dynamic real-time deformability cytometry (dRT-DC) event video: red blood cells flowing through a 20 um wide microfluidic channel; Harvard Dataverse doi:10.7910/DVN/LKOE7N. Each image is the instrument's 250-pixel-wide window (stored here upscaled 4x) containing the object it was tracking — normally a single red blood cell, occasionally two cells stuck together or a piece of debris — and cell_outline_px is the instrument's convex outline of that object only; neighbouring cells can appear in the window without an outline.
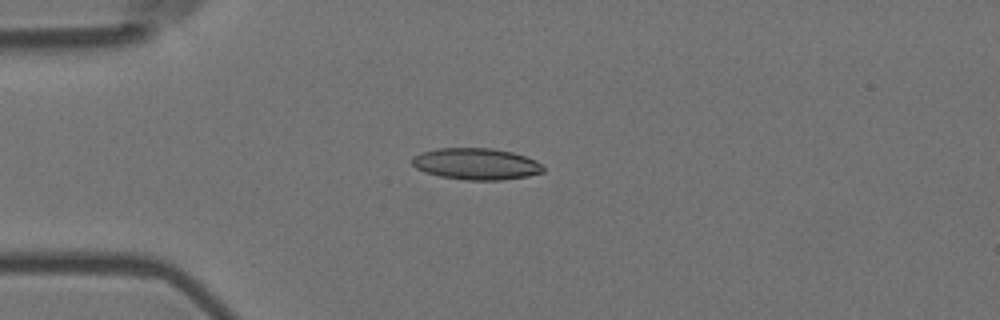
{"species": "Egyptian fruit bat (a non-hibernating species)", "species_latin": "Rousettus aegyptiacus", "temperature_condition": "room temperature", "stored_images_in_passage": 8, "camera_frame_rate_fps": 3000, "um_per_image_px": 0.085, "animal": {"sex": "female"}, "frame": {"image": 1, "passage_image": 5, "time_ms": 1.333, "image_size_px": [1000, 320], "cell_outline_px": [[544, 172], [528, 176], [500, 180], [464, 180], [440, 176], [424, 172], [416, 168], [412, 164], [412, 156], [420, 152], [436, 148], [492, 148], [512, 152], [536, 160], [544, 168]], "centroid_in_image_um": [40.44, 13.93], "position_along_channel_um": 44.6, "area_um2": 24.22}}
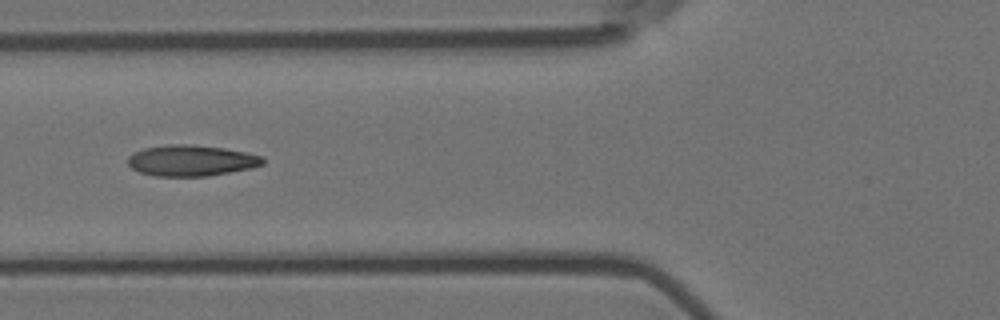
{"frame": {"image": 2, "passage_image": 7, "time_ms": 2.0, "image_size_px": [1000, 320], "cell_outline_px": [[264, 164], [252, 168], [208, 176], [156, 176], [140, 172], [132, 168], [128, 164], [128, 156], [132, 152], [144, 148], [168, 144], [192, 144], [224, 148], [264, 156]], "centroid_in_image_um": [16.26, 13.64], "position_along_channel_um": 109.5, "area_um2": 24.51}}
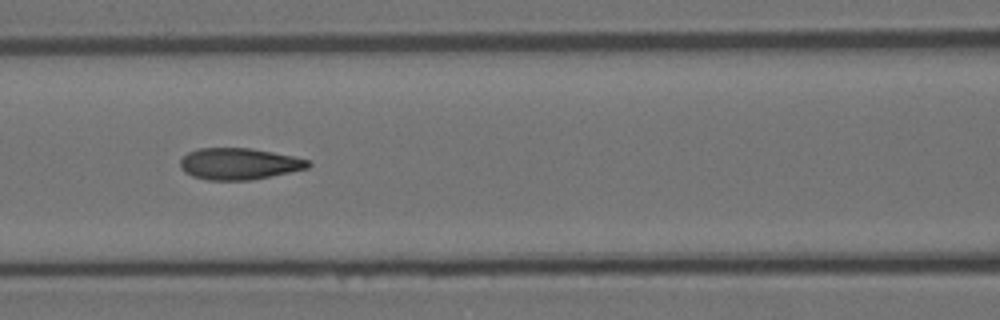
{"frame": {"image": 3, "passage_image": 8, "time_ms": 2.333, "image_size_px": [1000, 320], "cell_outline_px": [[312, 164], [308, 168], [248, 180], [208, 180], [192, 176], [184, 172], [180, 168], [180, 160], [188, 152], [200, 148], [248, 148], [272, 152], [292, 156], [308, 160]], "centroid_in_image_um": [20.27, 13.92], "position_along_channel_um": 146.3, "area_um2": 23.24}}